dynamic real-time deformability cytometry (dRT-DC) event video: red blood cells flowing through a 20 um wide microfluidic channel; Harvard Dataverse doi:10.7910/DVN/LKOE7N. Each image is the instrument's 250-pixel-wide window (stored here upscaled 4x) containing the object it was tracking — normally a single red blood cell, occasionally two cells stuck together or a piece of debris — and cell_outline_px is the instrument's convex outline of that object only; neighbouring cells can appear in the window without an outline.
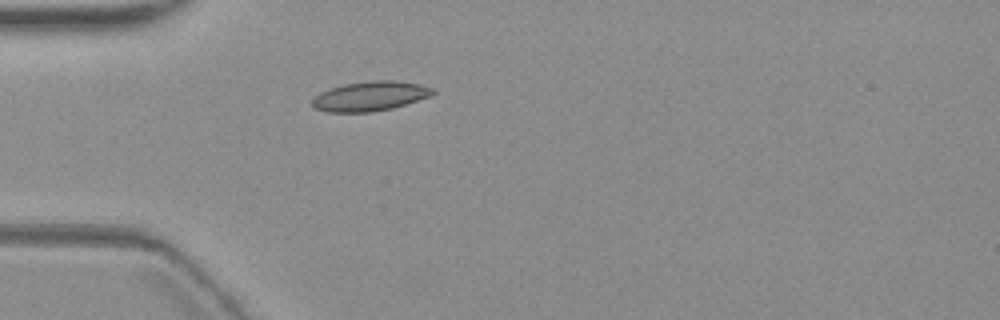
{"species": "common noctule bat (a hibernating species)", "species_latin": "Nyctalus noctula", "temperature_condition": "warm", "stored_images_in_passage": 1, "camera_frame_rate_fps": 3000, "um_per_image_px": 0.085, "animal": {"sex": "female", "body_mass_g": 19.3, "forearm_length_mm": 54.1}, "frame": {"image": 1, "passage_image": 1, "time_ms": 0.0, "image_size_px": [1000, 320], "cell_outline_px": [[436, 92], [428, 96], [392, 108], [372, 112], [328, 112], [316, 108], [312, 104], [312, 100], [320, 92], [344, 84], [368, 80], [392, 80], [420, 84], [436, 88]], "centroid_in_image_um": [31.47, 8.16], "position_along_channel_um": 53.5, "area_um2": 20.63}}